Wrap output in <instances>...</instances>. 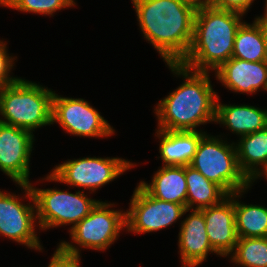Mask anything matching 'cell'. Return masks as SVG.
I'll use <instances>...</instances> for the list:
<instances>
[{"instance_id":"cell-1","label":"cell","mask_w":267,"mask_h":267,"mask_svg":"<svg viewBox=\"0 0 267 267\" xmlns=\"http://www.w3.org/2000/svg\"><path fill=\"white\" fill-rule=\"evenodd\" d=\"M144 38L167 63H180L187 55L196 8L183 0H131Z\"/></svg>"},{"instance_id":"cell-2","label":"cell","mask_w":267,"mask_h":267,"mask_svg":"<svg viewBox=\"0 0 267 267\" xmlns=\"http://www.w3.org/2000/svg\"><path fill=\"white\" fill-rule=\"evenodd\" d=\"M174 75L186 80L155 107L159 130L197 131L196 127L215 123L218 94L210 72L193 71L180 63H167Z\"/></svg>"},{"instance_id":"cell-3","label":"cell","mask_w":267,"mask_h":267,"mask_svg":"<svg viewBox=\"0 0 267 267\" xmlns=\"http://www.w3.org/2000/svg\"><path fill=\"white\" fill-rule=\"evenodd\" d=\"M242 16L244 14L211 5L197 8L191 47L180 64L193 71L217 70L232 57Z\"/></svg>"},{"instance_id":"cell-4","label":"cell","mask_w":267,"mask_h":267,"mask_svg":"<svg viewBox=\"0 0 267 267\" xmlns=\"http://www.w3.org/2000/svg\"><path fill=\"white\" fill-rule=\"evenodd\" d=\"M54 91L20 77L0 88V122L30 131L52 125ZM4 117V118H3Z\"/></svg>"},{"instance_id":"cell-5","label":"cell","mask_w":267,"mask_h":267,"mask_svg":"<svg viewBox=\"0 0 267 267\" xmlns=\"http://www.w3.org/2000/svg\"><path fill=\"white\" fill-rule=\"evenodd\" d=\"M190 166L219 185L228 195L248 190L251 183L241 172L235 143L207 133L201 138Z\"/></svg>"},{"instance_id":"cell-6","label":"cell","mask_w":267,"mask_h":267,"mask_svg":"<svg viewBox=\"0 0 267 267\" xmlns=\"http://www.w3.org/2000/svg\"><path fill=\"white\" fill-rule=\"evenodd\" d=\"M115 204L99 201L90 213L69 229L71 243L62 241L58 247L69 255L80 256L79 247L105 251L126 228L125 211L113 210ZM75 243L78 246H74Z\"/></svg>"},{"instance_id":"cell-7","label":"cell","mask_w":267,"mask_h":267,"mask_svg":"<svg viewBox=\"0 0 267 267\" xmlns=\"http://www.w3.org/2000/svg\"><path fill=\"white\" fill-rule=\"evenodd\" d=\"M30 183L40 230L71 225L73 228L100 200L88 198L84 190L71 193L60 189L36 188Z\"/></svg>"},{"instance_id":"cell-8","label":"cell","mask_w":267,"mask_h":267,"mask_svg":"<svg viewBox=\"0 0 267 267\" xmlns=\"http://www.w3.org/2000/svg\"><path fill=\"white\" fill-rule=\"evenodd\" d=\"M134 165L135 163L118 157H84L59 164L42 180L69 184L95 192Z\"/></svg>"},{"instance_id":"cell-9","label":"cell","mask_w":267,"mask_h":267,"mask_svg":"<svg viewBox=\"0 0 267 267\" xmlns=\"http://www.w3.org/2000/svg\"><path fill=\"white\" fill-rule=\"evenodd\" d=\"M24 190L25 198L32 204L22 203L19 195L0 190V235L28 248L42 251L35 226L37 221L36 204L30 184H18ZM27 195V196H26ZM36 222V223H35Z\"/></svg>"},{"instance_id":"cell-10","label":"cell","mask_w":267,"mask_h":267,"mask_svg":"<svg viewBox=\"0 0 267 267\" xmlns=\"http://www.w3.org/2000/svg\"><path fill=\"white\" fill-rule=\"evenodd\" d=\"M186 212L189 209L182 204L159 200L138 184L130 207L125 211L126 231L135 234L156 232L172 225Z\"/></svg>"},{"instance_id":"cell-11","label":"cell","mask_w":267,"mask_h":267,"mask_svg":"<svg viewBox=\"0 0 267 267\" xmlns=\"http://www.w3.org/2000/svg\"><path fill=\"white\" fill-rule=\"evenodd\" d=\"M55 122L67 133L80 137H110L115 133V129L88 101L62 97L54 91L52 124Z\"/></svg>"},{"instance_id":"cell-12","label":"cell","mask_w":267,"mask_h":267,"mask_svg":"<svg viewBox=\"0 0 267 267\" xmlns=\"http://www.w3.org/2000/svg\"><path fill=\"white\" fill-rule=\"evenodd\" d=\"M34 134L0 122V170L16 184H30Z\"/></svg>"},{"instance_id":"cell-13","label":"cell","mask_w":267,"mask_h":267,"mask_svg":"<svg viewBox=\"0 0 267 267\" xmlns=\"http://www.w3.org/2000/svg\"><path fill=\"white\" fill-rule=\"evenodd\" d=\"M202 213L213 250L220 257H228L235 250L239 238L235 223L234 193L216 205L203 208Z\"/></svg>"},{"instance_id":"cell-14","label":"cell","mask_w":267,"mask_h":267,"mask_svg":"<svg viewBox=\"0 0 267 267\" xmlns=\"http://www.w3.org/2000/svg\"><path fill=\"white\" fill-rule=\"evenodd\" d=\"M215 78L233 92L267 91V61L251 62L231 57L215 70Z\"/></svg>"},{"instance_id":"cell-15","label":"cell","mask_w":267,"mask_h":267,"mask_svg":"<svg viewBox=\"0 0 267 267\" xmlns=\"http://www.w3.org/2000/svg\"><path fill=\"white\" fill-rule=\"evenodd\" d=\"M181 221L178 248L182 267H197L206 260L209 253L217 254L206 233L205 218L201 210L191 209ZM189 216V217H188Z\"/></svg>"},{"instance_id":"cell-16","label":"cell","mask_w":267,"mask_h":267,"mask_svg":"<svg viewBox=\"0 0 267 267\" xmlns=\"http://www.w3.org/2000/svg\"><path fill=\"white\" fill-rule=\"evenodd\" d=\"M161 141L159 144L160 158L163 166L190 165L201 138L206 134L197 131L156 130ZM161 138V139H160Z\"/></svg>"},{"instance_id":"cell-17","label":"cell","mask_w":267,"mask_h":267,"mask_svg":"<svg viewBox=\"0 0 267 267\" xmlns=\"http://www.w3.org/2000/svg\"><path fill=\"white\" fill-rule=\"evenodd\" d=\"M216 103L215 122L223 124L236 135L244 136L267 127V110L250 105Z\"/></svg>"},{"instance_id":"cell-18","label":"cell","mask_w":267,"mask_h":267,"mask_svg":"<svg viewBox=\"0 0 267 267\" xmlns=\"http://www.w3.org/2000/svg\"><path fill=\"white\" fill-rule=\"evenodd\" d=\"M235 146L239 168L252 183L267 169V127L241 136Z\"/></svg>"},{"instance_id":"cell-19","label":"cell","mask_w":267,"mask_h":267,"mask_svg":"<svg viewBox=\"0 0 267 267\" xmlns=\"http://www.w3.org/2000/svg\"><path fill=\"white\" fill-rule=\"evenodd\" d=\"M139 184L151 196L162 201L182 204L186 208L185 166H162L155 172L151 183L141 181Z\"/></svg>"},{"instance_id":"cell-20","label":"cell","mask_w":267,"mask_h":267,"mask_svg":"<svg viewBox=\"0 0 267 267\" xmlns=\"http://www.w3.org/2000/svg\"><path fill=\"white\" fill-rule=\"evenodd\" d=\"M186 208L201 210L220 203L228 194L190 165L185 166ZM194 207V208H193Z\"/></svg>"},{"instance_id":"cell-21","label":"cell","mask_w":267,"mask_h":267,"mask_svg":"<svg viewBox=\"0 0 267 267\" xmlns=\"http://www.w3.org/2000/svg\"><path fill=\"white\" fill-rule=\"evenodd\" d=\"M247 190L234 192L235 223L238 237H267V207L239 202Z\"/></svg>"},{"instance_id":"cell-22","label":"cell","mask_w":267,"mask_h":267,"mask_svg":"<svg viewBox=\"0 0 267 267\" xmlns=\"http://www.w3.org/2000/svg\"><path fill=\"white\" fill-rule=\"evenodd\" d=\"M233 58L245 61H267V52L261 24L256 19L252 24L243 21L234 41Z\"/></svg>"},{"instance_id":"cell-23","label":"cell","mask_w":267,"mask_h":267,"mask_svg":"<svg viewBox=\"0 0 267 267\" xmlns=\"http://www.w3.org/2000/svg\"><path fill=\"white\" fill-rule=\"evenodd\" d=\"M230 256L240 267H267V237H239Z\"/></svg>"},{"instance_id":"cell-24","label":"cell","mask_w":267,"mask_h":267,"mask_svg":"<svg viewBox=\"0 0 267 267\" xmlns=\"http://www.w3.org/2000/svg\"><path fill=\"white\" fill-rule=\"evenodd\" d=\"M75 4L74 0H6L3 6L26 13L52 16L57 10L73 7Z\"/></svg>"},{"instance_id":"cell-25","label":"cell","mask_w":267,"mask_h":267,"mask_svg":"<svg viewBox=\"0 0 267 267\" xmlns=\"http://www.w3.org/2000/svg\"><path fill=\"white\" fill-rule=\"evenodd\" d=\"M16 58L17 57H12V55L9 56L6 42L0 40V88L10 85L20 79L9 75Z\"/></svg>"},{"instance_id":"cell-26","label":"cell","mask_w":267,"mask_h":267,"mask_svg":"<svg viewBox=\"0 0 267 267\" xmlns=\"http://www.w3.org/2000/svg\"><path fill=\"white\" fill-rule=\"evenodd\" d=\"M80 258L81 256L69 255L57 247L48 267H80Z\"/></svg>"},{"instance_id":"cell-27","label":"cell","mask_w":267,"mask_h":267,"mask_svg":"<svg viewBox=\"0 0 267 267\" xmlns=\"http://www.w3.org/2000/svg\"><path fill=\"white\" fill-rule=\"evenodd\" d=\"M253 2L254 0H212L211 6L245 14Z\"/></svg>"},{"instance_id":"cell-28","label":"cell","mask_w":267,"mask_h":267,"mask_svg":"<svg viewBox=\"0 0 267 267\" xmlns=\"http://www.w3.org/2000/svg\"><path fill=\"white\" fill-rule=\"evenodd\" d=\"M186 3L193 5L196 9L211 5L212 0H183Z\"/></svg>"},{"instance_id":"cell-29","label":"cell","mask_w":267,"mask_h":267,"mask_svg":"<svg viewBox=\"0 0 267 267\" xmlns=\"http://www.w3.org/2000/svg\"><path fill=\"white\" fill-rule=\"evenodd\" d=\"M262 32L264 34V41H265V47H266V52H267V23L266 22H260Z\"/></svg>"},{"instance_id":"cell-30","label":"cell","mask_w":267,"mask_h":267,"mask_svg":"<svg viewBox=\"0 0 267 267\" xmlns=\"http://www.w3.org/2000/svg\"><path fill=\"white\" fill-rule=\"evenodd\" d=\"M264 10H265L264 16L261 15V16H258L255 18L258 22H266L267 23V0L265 3V9Z\"/></svg>"},{"instance_id":"cell-31","label":"cell","mask_w":267,"mask_h":267,"mask_svg":"<svg viewBox=\"0 0 267 267\" xmlns=\"http://www.w3.org/2000/svg\"><path fill=\"white\" fill-rule=\"evenodd\" d=\"M261 176H263V177H265L267 179V169L261 174Z\"/></svg>"},{"instance_id":"cell-32","label":"cell","mask_w":267,"mask_h":267,"mask_svg":"<svg viewBox=\"0 0 267 267\" xmlns=\"http://www.w3.org/2000/svg\"><path fill=\"white\" fill-rule=\"evenodd\" d=\"M6 0H0V6L3 7V5L5 4Z\"/></svg>"}]
</instances>
